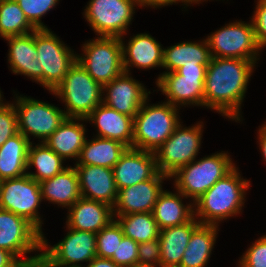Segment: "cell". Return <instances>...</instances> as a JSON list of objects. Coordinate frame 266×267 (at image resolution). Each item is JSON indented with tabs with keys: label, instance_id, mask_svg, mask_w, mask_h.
Here are the masks:
<instances>
[{
	"label": "cell",
	"instance_id": "d4e9b609",
	"mask_svg": "<svg viewBox=\"0 0 266 267\" xmlns=\"http://www.w3.org/2000/svg\"><path fill=\"white\" fill-rule=\"evenodd\" d=\"M42 201L68 209L80 198L78 175L75 167L68 166L54 177L40 182Z\"/></svg>",
	"mask_w": 266,
	"mask_h": 267
},
{
	"label": "cell",
	"instance_id": "f546056e",
	"mask_svg": "<svg viewBox=\"0 0 266 267\" xmlns=\"http://www.w3.org/2000/svg\"><path fill=\"white\" fill-rule=\"evenodd\" d=\"M217 225L200 224L192 233L179 267H206L218 236Z\"/></svg>",
	"mask_w": 266,
	"mask_h": 267
},
{
	"label": "cell",
	"instance_id": "9c48e42d",
	"mask_svg": "<svg viewBox=\"0 0 266 267\" xmlns=\"http://www.w3.org/2000/svg\"><path fill=\"white\" fill-rule=\"evenodd\" d=\"M14 97L18 132L29 141L33 136L44 142L66 118L64 110L58 106L16 93Z\"/></svg>",
	"mask_w": 266,
	"mask_h": 267
},
{
	"label": "cell",
	"instance_id": "30bf717a",
	"mask_svg": "<svg viewBox=\"0 0 266 267\" xmlns=\"http://www.w3.org/2000/svg\"><path fill=\"white\" fill-rule=\"evenodd\" d=\"M245 21L229 22L224 27L206 37L211 57L240 58L258 63L262 49L259 47L252 23ZM259 57V58H258Z\"/></svg>",
	"mask_w": 266,
	"mask_h": 267
},
{
	"label": "cell",
	"instance_id": "ab89813d",
	"mask_svg": "<svg viewBox=\"0 0 266 267\" xmlns=\"http://www.w3.org/2000/svg\"><path fill=\"white\" fill-rule=\"evenodd\" d=\"M138 267H161L159 237L138 244Z\"/></svg>",
	"mask_w": 266,
	"mask_h": 267
},
{
	"label": "cell",
	"instance_id": "9a60e30c",
	"mask_svg": "<svg viewBox=\"0 0 266 267\" xmlns=\"http://www.w3.org/2000/svg\"><path fill=\"white\" fill-rule=\"evenodd\" d=\"M0 248L19 262L34 259L42 253V233L27 219L0 209ZM31 252L35 254L25 256Z\"/></svg>",
	"mask_w": 266,
	"mask_h": 267
},
{
	"label": "cell",
	"instance_id": "d6a6232c",
	"mask_svg": "<svg viewBox=\"0 0 266 267\" xmlns=\"http://www.w3.org/2000/svg\"><path fill=\"white\" fill-rule=\"evenodd\" d=\"M114 219L120 225L124 236L138 244L159 237L160 229L150 212L114 215Z\"/></svg>",
	"mask_w": 266,
	"mask_h": 267
},
{
	"label": "cell",
	"instance_id": "bcb514c9",
	"mask_svg": "<svg viewBox=\"0 0 266 267\" xmlns=\"http://www.w3.org/2000/svg\"><path fill=\"white\" fill-rule=\"evenodd\" d=\"M84 267V266H83ZM86 267H119L111 259L95 257Z\"/></svg>",
	"mask_w": 266,
	"mask_h": 267
},
{
	"label": "cell",
	"instance_id": "6da1fadb",
	"mask_svg": "<svg viewBox=\"0 0 266 267\" xmlns=\"http://www.w3.org/2000/svg\"><path fill=\"white\" fill-rule=\"evenodd\" d=\"M255 66L246 59L212 57L204 81V107L242 122L241 107Z\"/></svg>",
	"mask_w": 266,
	"mask_h": 267
},
{
	"label": "cell",
	"instance_id": "836d02e7",
	"mask_svg": "<svg viewBox=\"0 0 266 267\" xmlns=\"http://www.w3.org/2000/svg\"><path fill=\"white\" fill-rule=\"evenodd\" d=\"M36 29L15 0H0V37L20 36Z\"/></svg>",
	"mask_w": 266,
	"mask_h": 267
},
{
	"label": "cell",
	"instance_id": "83f0119b",
	"mask_svg": "<svg viewBox=\"0 0 266 267\" xmlns=\"http://www.w3.org/2000/svg\"><path fill=\"white\" fill-rule=\"evenodd\" d=\"M185 197L177 189L173 193L163 190L152 211L160 230L188 222L194 216V206L191 201L184 204Z\"/></svg>",
	"mask_w": 266,
	"mask_h": 267
},
{
	"label": "cell",
	"instance_id": "3957f363",
	"mask_svg": "<svg viewBox=\"0 0 266 267\" xmlns=\"http://www.w3.org/2000/svg\"><path fill=\"white\" fill-rule=\"evenodd\" d=\"M149 101L148 97L134 117L132 148L155 152L181 122L180 108L165 101L150 105Z\"/></svg>",
	"mask_w": 266,
	"mask_h": 267
},
{
	"label": "cell",
	"instance_id": "f35d334b",
	"mask_svg": "<svg viewBox=\"0 0 266 267\" xmlns=\"http://www.w3.org/2000/svg\"><path fill=\"white\" fill-rule=\"evenodd\" d=\"M18 133L17 113L13 103L7 101L0 108V147Z\"/></svg>",
	"mask_w": 266,
	"mask_h": 267
},
{
	"label": "cell",
	"instance_id": "7402d4cb",
	"mask_svg": "<svg viewBox=\"0 0 266 267\" xmlns=\"http://www.w3.org/2000/svg\"><path fill=\"white\" fill-rule=\"evenodd\" d=\"M97 129L96 137L112 139L132 148L134 118L119 113L103 102L87 117L86 121Z\"/></svg>",
	"mask_w": 266,
	"mask_h": 267
},
{
	"label": "cell",
	"instance_id": "e575fe53",
	"mask_svg": "<svg viewBox=\"0 0 266 267\" xmlns=\"http://www.w3.org/2000/svg\"><path fill=\"white\" fill-rule=\"evenodd\" d=\"M123 232L114 219L100 232L96 233L97 247L96 257L110 259L123 239Z\"/></svg>",
	"mask_w": 266,
	"mask_h": 267
},
{
	"label": "cell",
	"instance_id": "603a6c76",
	"mask_svg": "<svg viewBox=\"0 0 266 267\" xmlns=\"http://www.w3.org/2000/svg\"><path fill=\"white\" fill-rule=\"evenodd\" d=\"M67 211L66 226L78 231L98 233L114 220L111 206L83 197Z\"/></svg>",
	"mask_w": 266,
	"mask_h": 267
},
{
	"label": "cell",
	"instance_id": "44dd1931",
	"mask_svg": "<svg viewBox=\"0 0 266 267\" xmlns=\"http://www.w3.org/2000/svg\"><path fill=\"white\" fill-rule=\"evenodd\" d=\"M123 40L125 39L121 38L124 72L131 73L130 69L133 67L141 70L162 68V44L149 33L133 35L126 44Z\"/></svg>",
	"mask_w": 266,
	"mask_h": 267
},
{
	"label": "cell",
	"instance_id": "484cf974",
	"mask_svg": "<svg viewBox=\"0 0 266 267\" xmlns=\"http://www.w3.org/2000/svg\"><path fill=\"white\" fill-rule=\"evenodd\" d=\"M200 224L193 216L184 224L160 230L161 267H179L190 237Z\"/></svg>",
	"mask_w": 266,
	"mask_h": 267
},
{
	"label": "cell",
	"instance_id": "7a4b0ae2",
	"mask_svg": "<svg viewBox=\"0 0 266 267\" xmlns=\"http://www.w3.org/2000/svg\"><path fill=\"white\" fill-rule=\"evenodd\" d=\"M250 180L234 167L193 203L194 217L201 224L217 225L242 213Z\"/></svg>",
	"mask_w": 266,
	"mask_h": 267
},
{
	"label": "cell",
	"instance_id": "d6986e66",
	"mask_svg": "<svg viewBox=\"0 0 266 267\" xmlns=\"http://www.w3.org/2000/svg\"><path fill=\"white\" fill-rule=\"evenodd\" d=\"M74 167L78 175L81 197L113 207L118 190L112 169L93 165H74Z\"/></svg>",
	"mask_w": 266,
	"mask_h": 267
},
{
	"label": "cell",
	"instance_id": "8992f818",
	"mask_svg": "<svg viewBox=\"0 0 266 267\" xmlns=\"http://www.w3.org/2000/svg\"><path fill=\"white\" fill-rule=\"evenodd\" d=\"M81 50L76 61L102 87L124 72L120 37L98 36L85 41Z\"/></svg>",
	"mask_w": 266,
	"mask_h": 267
},
{
	"label": "cell",
	"instance_id": "f6af8a7d",
	"mask_svg": "<svg viewBox=\"0 0 266 267\" xmlns=\"http://www.w3.org/2000/svg\"><path fill=\"white\" fill-rule=\"evenodd\" d=\"M259 150L261 151L262 158H264L266 162V122L259 126V130L257 131Z\"/></svg>",
	"mask_w": 266,
	"mask_h": 267
},
{
	"label": "cell",
	"instance_id": "c3c4849f",
	"mask_svg": "<svg viewBox=\"0 0 266 267\" xmlns=\"http://www.w3.org/2000/svg\"><path fill=\"white\" fill-rule=\"evenodd\" d=\"M206 2V1H208V0H196V2L198 3V4H200L201 2ZM210 1V0H209Z\"/></svg>",
	"mask_w": 266,
	"mask_h": 267
},
{
	"label": "cell",
	"instance_id": "5b68a950",
	"mask_svg": "<svg viewBox=\"0 0 266 267\" xmlns=\"http://www.w3.org/2000/svg\"><path fill=\"white\" fill-rule=\"evenodd\" d=\"M50 93L65 103L66 117L86 118L102 103L103 87L76 61Z\"/></svg>",
	"mask_w": 266,
	"mask_h": 267
},
{
	"label": "cell",
	"instance_id": "4316f807",
	"mask_svg": "<svg viewBox=\"0 0 266 267\" xmlns=\"http://www.w3.org/2000/svg\"><path fill=\"white\" fill-rule=\"evenodd\" d=\"M211 58L207 39L197 42L183 41L163 48L162 68L166 70L164 72H172L181 67L208 66Z\"/></svg>",
	"mask_w": 266,
	"mask_h": 267
},
{
	"label": "cell",
	"instance_id": "cb8c5ba5",
	"mask_svg": "<svg viewBox=\"0 0 266 267\" xmlns=\"http://www.w3.org/2000/svg\"><path fill=\"white\" fill-rule=\"evenodd\" d=\"M86 118L66 117L60 126L48 137L45 144L63 160H78L86 142Z\"/></svg>",
	"mask_w": 266,
	"mask_h": 267
},
{
	"label": "cell",
	"instance_id": "5bb4252c",
	"mask_svg": "<svg viewBox=\"0 0 266 267\" xmlns=\"http://www.w3.org/2000/svg\"><path fill=\"white\" fill-rule=\"evenodd\" d=\"M64 238L51 246L42 234L41 255L52 267H82V262L89 264L96 257V233L78 231L66 226Z\"/></svg>",
	"mask_w": 266,
	"mask_h": 267
},
{
	"label": "cell",
	"instance_id": "52a82bcc",
	"mask_svg": "<svg viewBox=\"0 0 266 267\" xmlns=\"http://www.w3.org/2000/svg\"><path fill=\"white\" fill-rule=\"evenodd\" d=\"M180 122L173 134L154 152L157 170L169 177L179 168L196 159L203 136L204 123L201 121L184 127Z\"/></svg>",
	"mask_w": 266,
	"mask_h": 267
},
{
	"label": "cell",
	"instance_id": "4dcf8cb0",
	"mask_svg": "<svg viewBox=\"0 0 266 267\" xmlns=\"http://www.w3.org/2000/svg\"><path fill=\"white\" fill-rule=\"evenodd\" d=\"M127 147L119 141L101 137L86 140L74 165H93L113 168Z\"/></svg>",
	"mask_w": 266,
	"mask_h": 267
},
{
	"label": "cell",
	"instance_id": "7dc6e473",
	"mask_svg": "<svg viewBox=\"0 0 266 267\" xmlns=\"http://www.w3.org/2000/svg\"><path fill=\"white\" fill-rule=\"evenodd\" d=\"M1 93H2V94H1ZM3 97H4L3 92H1V90H0V108H1L4 104L7 103V102L3 101V100H5V99H3Z\"/></svg>",
	"mask_w": 266,
	"mask_h": 267
},
{
	"label": "cell",
	"instance_id": "b9f144b4",
	"mask_svg": "<svg viewBox=\"0 0 266 267\" xmlns=\"http://www.w3.org/2000/svg\"><path fill=\"white\" fill-rule=\"evenodd\" d=\"M140 7L162 8L172 4L182 3L184 8L198 4L195 0H138Z\"/></svg>",
	"mask_w": 266,
	"mask_h": 267
},
{
	"label": "cell",
	"instance_id": "f1b7e54d",
	"mask_svg": "<svg viewBox=\"0 0 266 267\" xmlns=\"http://www.w3.org/2000/svg\"><path fill=\"white\" fill-rule=\"evenodd\" d=\"M31 142L18 132L0 147L1 181L27 174V157Z\"/></svg>",
	"mask_w": 266,
	"mask_h": 267
},
{
	"label": "cell",
	"instance_id": "7c38bea8",
	"mask_svg": "<svg viewBox=\"0 0 266 267\" xmlns=\"http://www.w3.org/2000/svg\"><path fill=\"white\" fill-rule=\"evenodd\" d=\"M41 202L40 183L28 174L1 181L0 209L27 219L43 234V220L38 212Z\"/></svg>",
	"mask_w": 266,
	"mask_h": 267
},
{
	"label": "cell",
	"instance_id": "8fae6325",
	"mask_svg": "<svg viewBox=\"0 0 266 267\" xmlns=\"http://www.w3.org/2000/svg\"><path fill=\"white\" fill-rule=\"evenodd\" d=\"M138 0H89L83 17L97 36L124 38Z\"/></svg>",
	"mask_w": 266,
	"mask_h": 267
},
{
	"label": "cell",
	"instance_id": "2e32d148",
	"mask_svg": "<svg viewBox=\"0 0 266 267\" xmlns=\"http://www.w3.org/2000/svg\"><path fill=\"white\" fill-rule=\"evenodd\" d=\"M130 75L131 73L123 72L104 85L102 102L119 113L134 118L151 92Z\"/></svg>",
	"mask_w": 266,
	"mask_h": 267
},
{
	"label": "cell",
	"instance_id": "e0dca14e",
	"mask_svg": "<svg viewBox=\"0 0 266 267\" xmlns=\"http://www.w3.org/2000/svg\"><path fill=\"white\" fill-rule=\"evenodd\" d=\"M167 179L171 180L168 175L158 171L147 181L118 190L116 202L112 207L113 214L152 213L160 193L164 190L163 183Z\"/></svg>",
	"mask_w": 266,
	"mask_h": 267
},
{
	"label": "cell",
	"instance_id": "74e56055",
	"mask_svg": "<svg viewBox=\"0 0 266 267\" xmlns=\"http://www.w3.org/2000/svg\"><path fill=\"white\" fill-rule=\"evenodd\" d=\"M238 267H266V235L252 242L240 257Z\"/></svg>",
	"mask_w": 266,
	"mask_h": 267
},
{
	"label": "cell",
	"instance_id": "ffe728a7",
	"mask_svg": "<svg viewBox=\"0 0 266 267\" xmlns=\"http://www.w3.org/2000/svg\"><path fill=\"white\" fill-rule=\"evenodd\" d=\"M9 45L8 63L12 73L24 75L43 86V69L37 57L35 31L4 38Z\"/></svg>",
	"mask_w": 266,
	"mask_h": 267
},
{
	"label": "cell",
	"instance_id": "277c9868",
	"mask_svg": "<svg viewBox=\"0 0 266 267\" xmlns=\"http://www.w3.org/2000/svg\"><path fill=\"white\" fill-rule=\"evenodd\" d=\"M230 156L221 151L193 160L170 176L174 188L194 203L236 166Z\"/></svg>",
	"mask_w": 266,
	"mask_h": 267
},
{
	"label": "cell",
	"instance_id": "7bdbcfd3",
	"mask_svg": "<svg viewBox=\"0 0 266 267\" xmlns=\"http://www.w3.org/2000/svg\"><path fill=\"white\" fill-rule=\"evenodd\" d=\"M16 267H52L50 263L42 256H38L28 261H21Z\"/></svg>",
	"mask_w": 266,
	"mask_h": 267
},
{
	"label": "cell",
	"instance_id": "ac0fdd59",
	"mask_svg": "<svg viewBox=\"0 0 266 267\" xmlns=\"http://www.w3.org/2000/svg\"><path fill=\"white\" fill-rule=\"evenodd\" d=\"M112 171L117 190L147 181L158 172L155 153L127 148Z\"/></svg>",
	"mask_w": 266,
	"mask_h": 267
},
{
	"label": "cell",
	"instance_id": "8d00e7d4",
	"mask_svg": "<svg viewBox=\"0 0 266 267\" xmlns=\"http://www.w3.org/2000/svg\"><path fill=\"white\" fill-rule=\"evenodd\" d=\"M110 259L119 267H138V243L123 236L116 252Z\"/></svg>",
	"mask_w": 266,
	"mask_h": 267
},
{
	"label": "cell",
	"instance_id": "1f68e13d",
	"mask_svg": "<svg viewBox=\"0 0 266 267\" xmlns=\"http://www.w3.org/2000/svg\"><path fill=\"white\" fill-rule=\"evenodd\" d=\"M64 161L65 160L50 149L45 142H38L35 144L32 141L28 149L27 174L40 183L54 177L67 168V166L64 167ZM33 166L36 169V173L28 171L33 168Z\"/></svg>",
	"mask_w": 266,
	"mask_h": 267
},
{
	"label": "cell",
	"instance_id": "d590c367",
	"mask_svg": "<svg viewBox=\"0 0 266 267\" xmlns=\"http://www.w3.org/2000/svg\"><path fill=\"white\" fill-rule=\"evenodd\" d=\"M30 24L36 29H48L42 17L56 7L60 0H15Z\"/></svg>",
	"mask_w": 266,
	"mask_h": 267
},
{
	"label": "cell",
	"instance_id": "ba28073f",
	"mask_svg": "<svg viewBox=\"0 0 266 267\" xmlns=\"http://www.w3.org/2000/svg\"><path fill=\"white\" fill-rule=\"evenodd\" d=\"M207 66L181 67L177 71L163 72L156 79L158 91L166 96V102L181 108L204 107V81Z\"/></svg>",
	"mask_w": 266,
	"mask_h": 267
},
{
	"label": "cell",
	"instance_id": "4fadbf2b",
	"mask_svg": "<svg viewBox=\"0 0 266 267\" xmlns=\"http://www.w3.org/2000/svg\"><path fill=\"white\" fill-rule=\"evenodd\" d=\"M35 47L43 69V88L53 91L76 62V52L51 29L35 30Z\"/></svg>",
	"mask_w": 266,
	"mask_h": 267
},
{
	"label": "cell",
	"instance_id": "60d3db41",
	"mask_svg": "<svg viewBox=\"0 0 266 267\" xmlns=\"http://www.w3.org/2000/svg\"><path fill=\"white\" fill-rule=\"evenodd\" d=\"M252 23L255 29V36L261 49L266 47V0H257Z\"/></svg>",
	"mask_w": 266,
	"mask_h": 267
},
{
	"label": "cell",
	"instance_id": "ee69618b",
	"mask_svg": "<svg viewBox=\"0 0 266 267\" xmlns=\"http://www.w3.org/2000/svg\"><path fill=\"white\" fill-rule=\"evenodd\" d=\"M18 263L10 252L0 248V267H16Z\"/></svg>",
	"mask_w": 266,
	"mask_h": 267
}]
</instances>
